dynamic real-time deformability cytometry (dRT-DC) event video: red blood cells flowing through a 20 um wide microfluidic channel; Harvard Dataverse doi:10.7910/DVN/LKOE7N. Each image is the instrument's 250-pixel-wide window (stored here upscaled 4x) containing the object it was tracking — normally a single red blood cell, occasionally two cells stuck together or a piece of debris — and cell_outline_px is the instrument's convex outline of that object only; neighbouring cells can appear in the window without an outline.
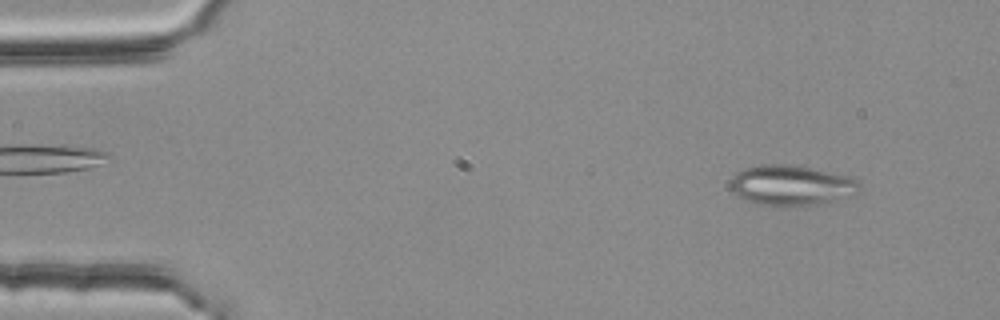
{"species": "common noctule bat (a hibernating species)", "species_latin": "Nyctalus noctula", "temperature_condition": "room temperature", "stored_images_in_passage": 52, "segment_of_instrument_passage": [1, 2], "camera_frame_rate_fps": 3000, "um_per_image_px": 0.085, "animal": {"sex": "female", "body_mass_g": 25.1}, "frame": {"image": 1, "passage_image": 4, "time_ms": 1.0, "image_size_px": [1000, 320], "cell_outline_px": [[860, 188], [852, 196], [828, 204], [784, 208], [756, 204], [744, 200], [736, 196], [732, 192], [728, 184], [732, 176], [736, 172], [744, 168], [764, 164], [788, 164], [848, 176], [856, 180], [860, 184]], "centroid_in_image_um": [67.22, 15.8], "position_along_channel_um": 17.8, "area_um2": 31.21}}